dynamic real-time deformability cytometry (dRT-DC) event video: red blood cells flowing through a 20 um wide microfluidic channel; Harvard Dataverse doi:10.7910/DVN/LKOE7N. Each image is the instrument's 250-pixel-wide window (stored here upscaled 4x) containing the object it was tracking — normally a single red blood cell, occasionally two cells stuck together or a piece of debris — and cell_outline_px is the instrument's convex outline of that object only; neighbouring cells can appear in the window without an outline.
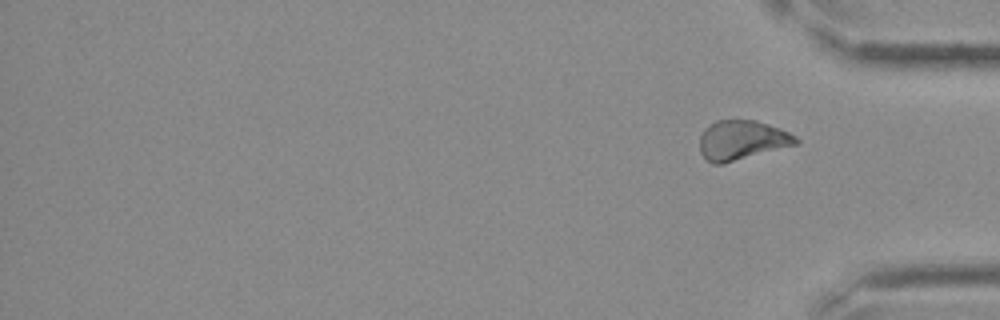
{"species": "Egyptian fruit bat (a non-hibernating species)", "species_latin": "Rousettus aegyptiacus", "temperature_condition": "cold", "stored_images_in_passage": 28, "segment_of_instrument_passage": [2, 2], "camera_frame_rate_fps": 3000, "um_per_image_px": 0.085, "frame": {"image": 1, "passage_image": 28, "time_ms": 9.0, "image_size_px": [1000, 320], "cell_outline_px": [[800, 144], [724, 164], [712, 164], [700, 152], [700, 136], [704, 128], [716, 120], [736, 116], [756, 120], [780, 128], [796, 136], [800, 140]], "centroid_in_image_um": [63.08, 11.88], "position_along_channel_um": 372.1, "area_um2": 23.06}}